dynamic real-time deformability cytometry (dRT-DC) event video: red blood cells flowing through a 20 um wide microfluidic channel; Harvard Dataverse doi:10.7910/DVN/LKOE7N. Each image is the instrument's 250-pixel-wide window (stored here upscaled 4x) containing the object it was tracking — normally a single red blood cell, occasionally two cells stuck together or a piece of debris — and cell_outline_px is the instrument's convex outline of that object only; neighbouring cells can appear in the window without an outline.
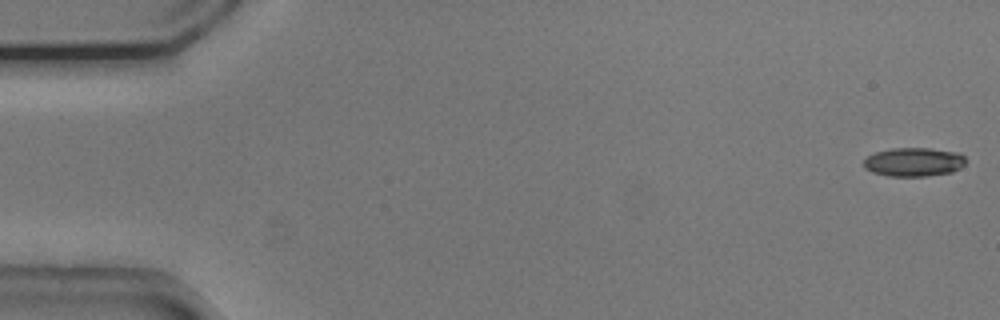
{"species": "common noctule bat (a hibernating species)", "species_latin": "Nyctalus noctula", "temperature_condition": "cold", "stored_images_in_passage": 54, "camera_frame_rate_fps": 3000, "um_per_image_px": 0.085, "animal": {"sex": "male", "body_mass_g": 20.5, "forearm_length_mm": 52.5}, "frame": {"image": 1, "passage_image": 1, "time_ms": 0.0, "image_size_px": [1000, 320], "cell_outline_px": [[968, 160], [960, 168], [952, 172], [928, 176], [888, 176], [872, 172], [864, 168], [864, 160], [868, 156], [876, 152], [892, 148], [928, 148], [956, 152], [964, 156]], "centroid_in_image_um": [77.68, 13.77], "position_along_channel_um": 7.3, "area_um2": 17.17}}
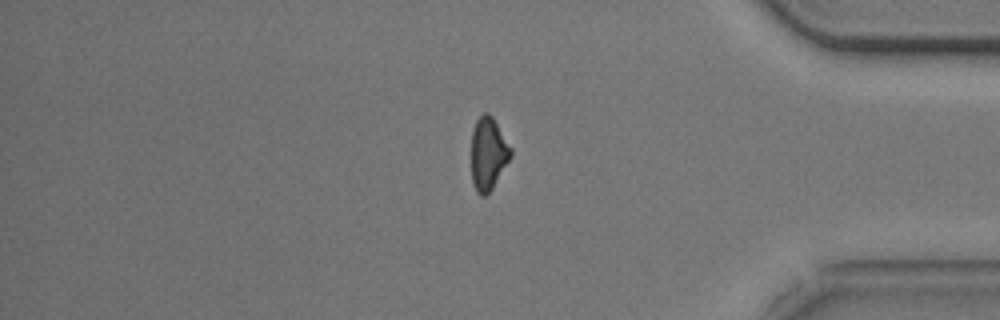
{"frame": {"image": 2, "passage_image": 45, "time_ms": 14.667, "image_size_px": [1000, 320], "cell_outline_px": [[512, 156], [492, 188], [484, 196], [480, 196], [476, 192], [472, 184], [472, 128], [476, 120], [484, 112], [488, 112], [492, 116], [512, 148]], "centroid_in_image_um": [41.5, 13.05], "position_along_channel_um": 393.7, "area_um2": 16.76}}
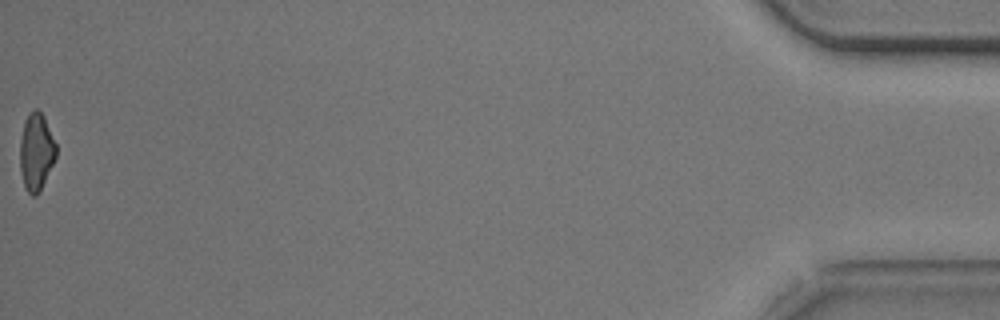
{"frame": {"image": 3, "passage_image": 54, "time_ms": 17.667, "image_size_px": [1000, 320], "cell_outline_px": [[56, 156], [36, 196], [32, 196], [24, 188], [20, 172], [20, 140], [24, 120], [28, 112], [36, 108], [44, 116], [56, 144]], "centroid_in_image_um": [3.05, 12.87], "position_along_channel_um": 432.2, "area_um2": 16.18}, "authors_computed_cell_mechanics": {"area_um2": 17.5134, "velocity_mm_per_s": 3.7632, "shape_relaxation_time_tau1_ms": 1.8632, "shape_relaxation_time_tau2_ms": 6.575, "deformation_change_tau1": 0.0996, "deformation_change_tau2": 0.1244}}